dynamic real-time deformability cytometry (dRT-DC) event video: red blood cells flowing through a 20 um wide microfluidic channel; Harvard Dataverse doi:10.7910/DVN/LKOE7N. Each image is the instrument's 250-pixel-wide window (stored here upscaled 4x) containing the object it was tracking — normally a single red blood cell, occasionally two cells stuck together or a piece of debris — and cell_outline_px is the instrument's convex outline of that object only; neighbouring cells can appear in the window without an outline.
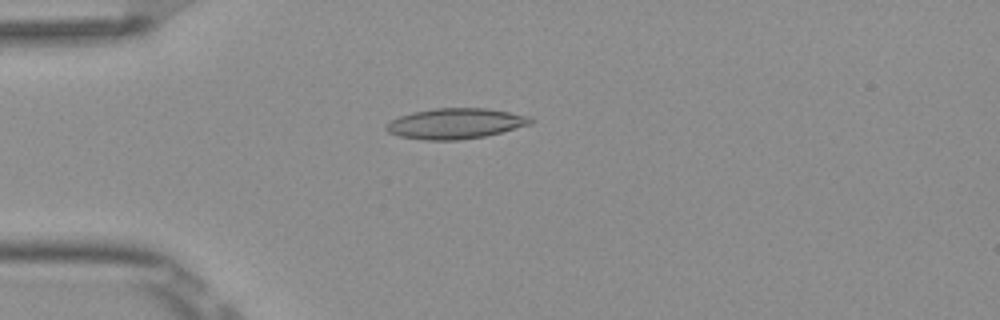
{"species": "Egyptian fruit bat (a non-hibernating species)", "species_latin": "Rousettus aegyptiacus", "temperature_condition": "room temperature", "stored_images_in_passage": 5, "camera_frame_rate_fps": 3000, "um_per_image_px": 0.085, "frame": {"image": 1, "passage_image": 4, "time_ms": 1.0, "image_size_px": [1000, 320], "cell_outline_px": [[536, 120], [532, 124], [484, 136], [460, 140], [424, 140], [400, 136], [388, 132], [384, 128], [384, 124], [400, 116], [412, 112], [432, 108], [488, 108], [528, 116]], "centroid_in_image_um": [38.7, 10.5], "position_along_channel_um": 46.3, "area_um2": 25.72}}